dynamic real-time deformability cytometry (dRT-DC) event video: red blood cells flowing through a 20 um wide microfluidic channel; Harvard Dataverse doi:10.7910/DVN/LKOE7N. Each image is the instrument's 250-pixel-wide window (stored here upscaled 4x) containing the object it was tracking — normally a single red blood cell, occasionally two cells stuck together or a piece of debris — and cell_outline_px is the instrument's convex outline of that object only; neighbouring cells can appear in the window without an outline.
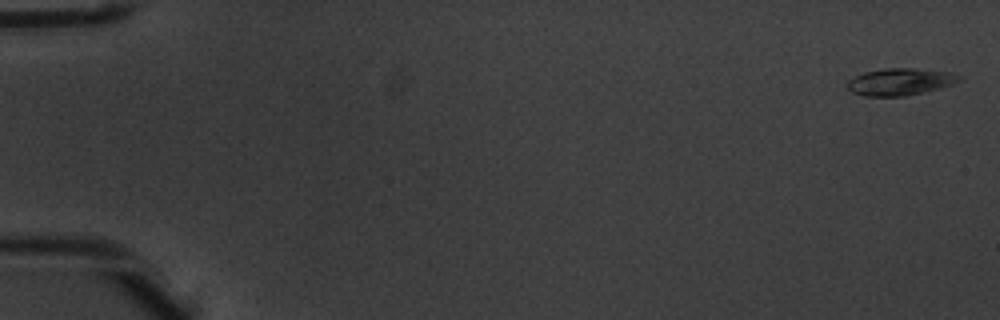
{"species": "common noctule bat (a hibernating species)", "species_latin": "Nyctalus noctula", "temperature_condition": "warm", "stored_images_in_passage": 4, "camera_frame_rate_fps": 3000, "um_per_image_px": 0.085, "animal": {"sex": "male", "body_mass_g": 20.1, "forearm_length_mm": 53.5}, "frame": {"image": 1, "passage_image": 1, "time_ms": 0.0, "image_size_px": [1000, 320], "cell_outline_px": [[964, 80], [952, 84], [908, 96], [864, 96], [852, 92], [848, 88], [848, 80], [864, 72], [884, 68], [912, 68], [948, 72], [960, 76]], "centroid_in_image_um": [76.5, 6.95], "position_along_channel_um": 8.5, "area_um2": 17.46}}